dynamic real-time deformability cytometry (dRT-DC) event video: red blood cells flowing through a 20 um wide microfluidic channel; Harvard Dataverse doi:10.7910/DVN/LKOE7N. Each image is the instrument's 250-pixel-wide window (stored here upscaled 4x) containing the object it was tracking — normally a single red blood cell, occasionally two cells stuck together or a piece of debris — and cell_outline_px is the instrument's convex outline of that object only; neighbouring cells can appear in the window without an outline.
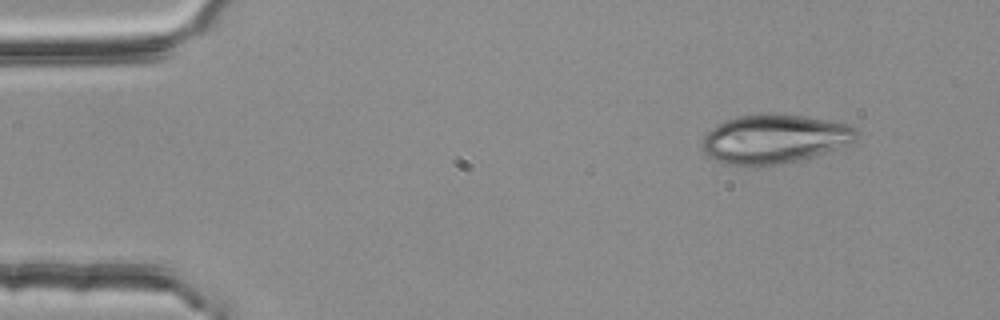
{"species": "common noctule bat (a hibernating species)", "species_latin": "Nyctalus noctula", "temperature_condition": "room temperature", "stored_images_in_passage": 49, "camera_frame_rate_fps": 3000, "um_per_image_px": 0.085, "animal": {"sex": "female", "body_mass_g": 25.1}, "frame": {"image": 1, "passage_image": 1, "time_ms": 0.0, "image_size_px": [1000, 320], "cell_outline_px": [[860, 132], [856, 140], [848, 144], [812, 156], [780, 164], [748, 168], [724, 164], [708, 156], [700, 148], [700, 144], [704, 136], [712, 128], [724, 120], [740, 116], [768, 112], [772, 112], [804, 116], [828, 120], [848, 124], [856, 128]], "centroid_in_image_um": [65.77, 11.81], "position_along_channel_um": 19.2, "area_um2": 44.74}}
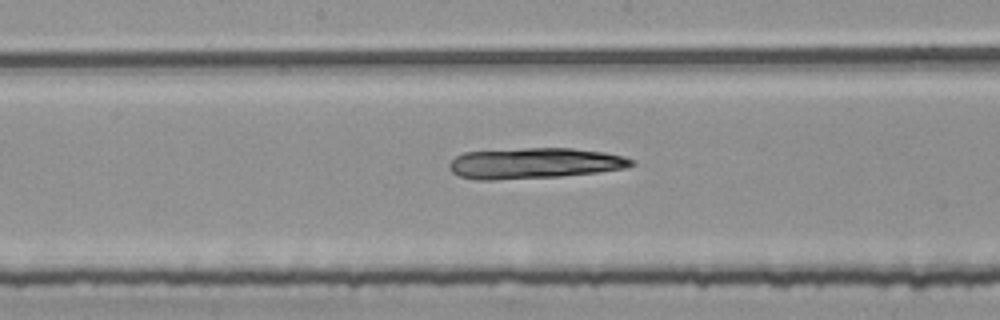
{"frame": {"image": 2, "passage_image": 23, "time_ms": 7.333, "image_size_px": [1000, 320], "cell_outline_px": [[636, 164], [624, 168], [596, 172], [560, 176], [492, 180], [480, 180], [460, 176], [452, 172], [448, 168], [448, 164], [456, 156], [464, 152], [524, 148], [572, 148], [604, 152], [624, 156], [636, 160]], "centroid_in_image_um": [45.43, 13.87], "position_along_channel_um": 202.8, "area_um2": 32.66}}
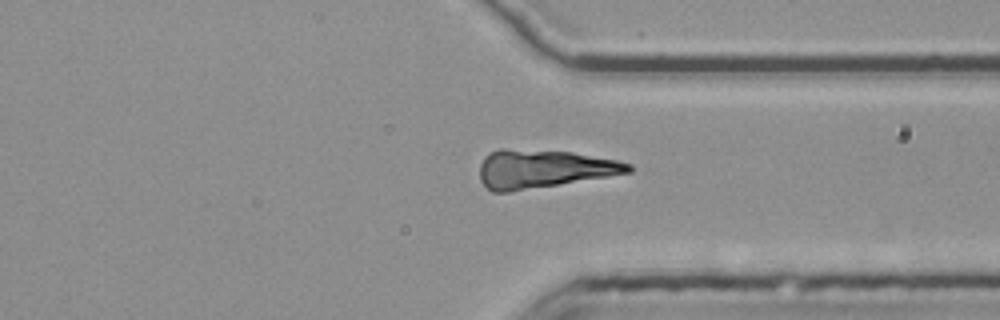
{"frame": {"image": 3, "passage_image": 36, "time_ms": 11.667, "image_size_px": [1000, 320], "cell_outline_px": [[632, 172], [608, 176], [508, 192], [492, 192], [480, 180], [480, 164], [484, 156], [500, 148], [504, 148], [572, 152], [616, 160], [632, 164]], "centroid_in_image_um": [46.16, 14.34], "position_along_channel_um": 365.2, "area_um2": 32.95}}